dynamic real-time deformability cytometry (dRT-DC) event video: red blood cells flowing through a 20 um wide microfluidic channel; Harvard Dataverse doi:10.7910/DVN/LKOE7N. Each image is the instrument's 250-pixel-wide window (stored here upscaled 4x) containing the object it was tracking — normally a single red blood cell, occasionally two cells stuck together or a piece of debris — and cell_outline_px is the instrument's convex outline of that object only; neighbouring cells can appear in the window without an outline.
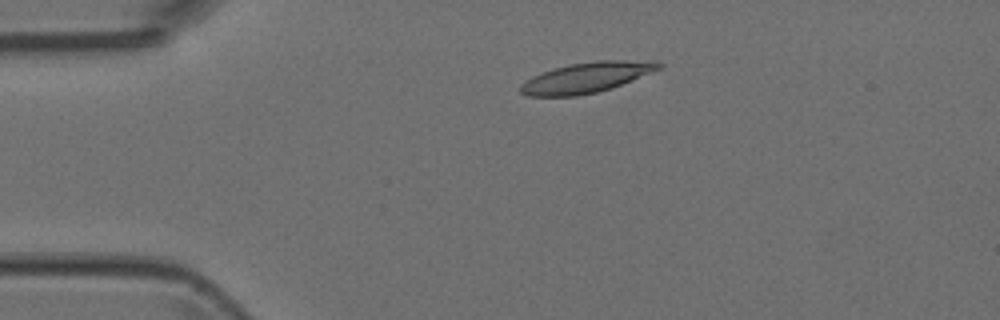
{"species": "Egyptian fruit bat (a non-hibernating species)", "species_latin": "Rousettus aegyptiacus", "temperature_condition": "room temperature", "stored_images_in_passage": 4, "camera_frame_rate_fps": 3000, "um_per_image_px": 0.085, "animal": {"sex": "female"}, "frame": {"image": 1, "passage_image": 3, "time_ms": 2.333, "image_size_px": [1000, 320], "cell_outline_px": [[664, 68], [612, 88], [596, 92], [576, 96], [528, 96], [520, 92], [520, 84], [524, 80], [532, 76], [552, 68], [572, 64], [600, 60], [656, 60], [664, 64]], "centroid_in_image_um": [49.91, 6.58], "position_along_channel_um": 35.1, "area_um2": 24.8}}